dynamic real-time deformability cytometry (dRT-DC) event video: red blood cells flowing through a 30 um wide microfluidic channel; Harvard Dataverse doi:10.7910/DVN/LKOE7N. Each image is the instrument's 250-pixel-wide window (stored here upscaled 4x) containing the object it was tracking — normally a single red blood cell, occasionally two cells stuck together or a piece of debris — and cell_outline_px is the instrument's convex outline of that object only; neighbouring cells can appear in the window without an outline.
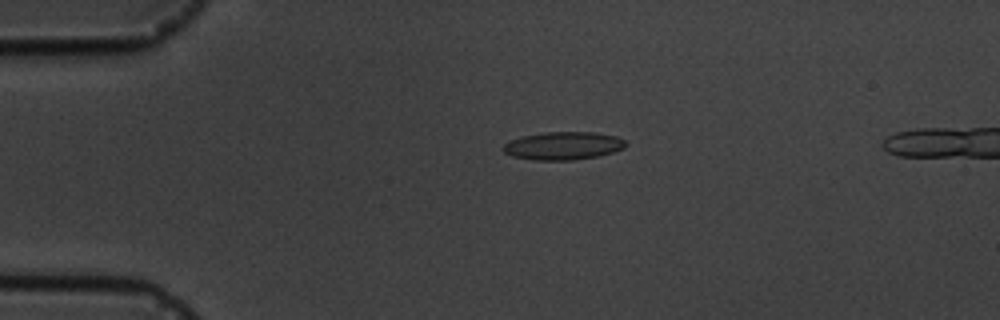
{"species": "common noctule bat (a hibernating species)", "species_latin": "Nyctalus noctula", "temperature_condition": "cold", "stored_images_in_passage": 3, "camera_frame_rate_fps": 3000, "um_per_image_px": 0.085, "animal": {"sex": "male", "body_mass_g": 19.5, "forearm_length_mm": 54.6}, "frame": {"image": 1, "passage_image": 1, "time_ms": 0.0, "image_size_px": [1000, 320], "cell_outline_px": [[628, 144], [624, 148], [600, 156], [572, 160], [532, 160], [512, 156], [504, 152], [504, 144], [512, 140], [524, 136], [544, 132], [596, 132], [616, 136], [624, 140]], "centroid_in_image_um": [47.91, 12.39], "position_along_channel_um": 37.1, "area_um2": 19.94}}